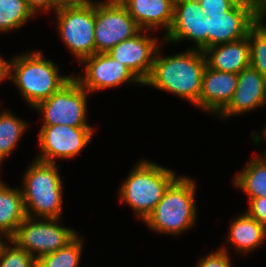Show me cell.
<instances>
[{
  "mask_svg": "<svg viewBox=\"0 0 266 267\" xmlns=\"http://www.w3.org/2000/svg\"><path fill=\"white\" fill-rule=\"evenodd\" d=\"M159 46L152 72L143 86L170 92L199 108L202 76L207 66L203 51L190 48L170 56H162Z\"/></svg>",
  "mask_w": 266,
  "mask_h": 267,
  "instance_id": "1",
  "label": "cell"
},
{
  "mask_svg": "<svg viewBox=\"0 0 266 267\" xmlns=\"http://www.w3.org/2000/svg\"><path fill=\"white\" fill-rule=\"evenodd\" d=\"M59 66L43 55V51L25 52L10 59V80L22 98L34 108L67 84L73 75H60Z\"/></svg>",
  "mask_w": 266,
  "mask_h": 267,
  "instance_id": "2",
  "label": "cell"
},
{
  "mask_svg": "<svg viewBox=\"0 0 266 267\" xmlns=\"http://www.w3.org/2000/svg\"><path fill=\"white\" fill-rule=\"evenodd\" d=\"M195 193L196 181L187 176H178L145 219V225L155 233L182 235L197 220Z\"/></svg>",
  "mask_w": 266,
  "mask_h": 267,
  "instance_id": "3",
  "label": "cell"
},
{
  "mask_svg": "<svg viewBox=\"0 0 266 267\" xmlns=\"http://www.w3.org/2000/svg\"><path fill=\"white\" fill-rule=\"evenodd\" d=\"M177 177L169 168L140 160L120 186L119 201L129 205L137 218L144 222Z\"/></svg>",
  "mask_w": 266,
  "mask_h": 267,
  "instance_id": "4",
  "label": "cell"
},
{
  "mask_svg": "<svg viewBox=\"0 0 266 267\" xmlns=\"http://www.w3.org/2000/svg\"><path fill=\"white\" fill-rule=\"evenodd\" d=\"M57 167L34 159L25 171L20 189L27 217L61 218L65 187Z\"/></svg>",
  "mask_w": 266,
  "mask_h": 267,
  "instance_id": "5",
  "label": "cell"
},
{
  "mask_svg": "<svg viewBox=\"0 0 266 267\" xmlns=\"http://www.w3.org/2000/svg\"><path fill=\"white\" fill-rule=\"evenodd\" d=\"M55 15L60 39L79 63L95 54V3L60 6Z\"/></svg>",
  "mask_w": 266,
  "mask_h": 267,
  "instance_id": "6",
  "label": "cell"
},
{
  "mask_svg": "<svg viewBox=\"0 0 266 267\" xmlns=\"http://www.w3.org/2000/svg\"><path fill=\"white\" fill-rule=\"evenodd\" d=\"M87 95L89 92L73 77L59 91L39 102L33 109L41 112L44 119L42 126L93 128L86 120Z\"/></svg>",
  "mask_w": 266,
  "mask_h": 267,
  "instance_id": "7",
  "label": "cell"
},
{
  "mask_svg": "<svg viewBox=\"0 0 266 267\" xmlns=\"http://www.w3.org/2000/svg\"><path fill=\"white\" fill-rule=\"evenodd\" d=\"M60 221L61 218L26 217L11 240L38 260L59 250L78 234L76 230L60 225Z\"/></svg>",
  "mask_w": 266,
  "mask_h": 267,
  "instance_id": "8",
  "label": "cell"
},
{
  "mask_svg": "<svg viewBox=\"0 0 266 267\" xmlns=\"http://www.w3.org/2000/svg\"><path fill=\"white\" fill-rule=\"evenodd\" d=\"M140 31L136 21L119 0H101L95 3V53H107Z\"/></svg>",
  "mask_w": 266,
  "mask_h": 267,
  "instance_id": "9",
  "label": "cell"
},
{
  "mask_svg": "<svg viewBox=\"0 0 266 267\" xmlns=\"http://www.w3.org/2000/svg\"><path fill=\"white\" fill-rule=\"evenodd\" d=\"M93 129L67 125L41 126L38 134L41 153L35 158L55 164L57 158L72 159L89 144L95 132Z\"/></svg>",
  "mask_w": 266,
  "mask_h": 267,
  "instance_id": "10",
  "label": "cell"
},
{
  "mask_svg": "<svg viewBox=\"0 0 266 267\" xmlns=\"http://www.w3.org/2000/svg\"><path fill=\"white\" fill-rule=\"evenodd\" d=\"M81 64L85 67L83 76L73 75V77L89 93L117 86L125 83H143L124 64L115 60L108 53H95L85 58Z\"/></svg>",
  "mask_w": 266,
  "mask_h": 267,
  "instance_id": "11",
  "label": "cell"
},
{
  "mask_svg": "<svg viewBox=\"0 0 266 267\" xmlns=\"http://www.w3.org/2000/svg\"><path fill=\"white\" fill-rule=\"evenodd\" d=\"M204 15L206 32H208V48L247 37L250 28L261 17L243 0L223 14Z\"/></svg>",
  "mask_w": 266,
  "mask_h": 267,
  "instance_id": "12",
  "label": "cell"
},
{
  "mask_svg": "<svg viewBox=\"0 0 266 267\" xmlns=\"http://www.w3.org/2000/svg\"><path fill=\"white\" fill-rule=\"evenodd\" d=\"M162 44L191 40L193 49L204 51L208 48L206 16L198 0H175L172 25L162 38Z\"/></svg>",
  "mask_w": 266,
  "mask_h": 267,
  "instance_id": "13",
  "label": "cell"
},
{
  "mask_svg": "<svg viewBox=\"0 0 266 267\" xmlns=\"http://www.w3.org/2000/svg\"><path fill=\"white\" fill-rule=\"evenodd\" d=\"M145 32L141 30L134 37L123 40L107 52L112 58L126 65L142 83L149 78L156 52L161 46L159 43H163V40L158 42L157 37H148Z\"/></svg>",
  "mask_w": 266,
  "mask_h": 267,
  "instance_id": "14",
  "label": "cell"
},
{
  "mask_svg": "<svg viewBox=\"0 0 266 267\" xmlns=\"http://www.w3.org/2000/svg\"><path fill=\"white\" fill-rule=\"evenodd\" d=\"M266 105V78L251 65L238 74V84L229 104L218 118L247 113Z\"/></svg>",
  "mask_w": 266,
  "mask_h": 267,
  "instance_id": "15",
  "label": "cell"
},
{
  "mask_svg": "<svg viewBox=\"0 0 266 267\" xmlns=\"http://www.w3.org/2000/svg\"><path fill=\"white\" fill-rule=\"evenodd\" d=\"M238 84V74L206 66L199 96V108L218 115L231 101Z\"/></svg>",
  "mask_w": 266,
  "mask_h": 267,
  "instance_id": "16",
  "label": "cell"
},
{
  "mask_svg": "<svg viewBox=\"0 0 266 267\" xmlns=\"http://www.w3.org/2000/svg\"><path fill=\"white\" fill-rule=\"evenodd\" d=\"M128 10L141 30L165 29L169 31L175 0H119Z\"/></svg>",
  "mask_w": 266,
  "mask_h": 267,
  "instance_id": "17",
  "label": "cell"
},
{
  "mask_svg": "<svg viewBox=\"0 0 266 267\" xmlns=\"http://www.w3.org/2000/svg\"><path fill=\"white\" fill-rule=\"evenodd\" d=\"M207 66L222 72L239 74L250 66L248 36L233 42L215 45L204 51Z\"/></svg>",
  "mask_w": 266,
  "mask_h": 267,
  "instance_id": "18",
  "label": "cell"
},
{
  "mask_svg": "<svg viewBox=\"0 0 266 267\" xmlns=\"http://www.w3.org/2000/svg\"><path fill=\"white\" fill-rule=\"evenodd\" d=\"M26 217L20 187L7 186L0 178V239H11Z\"/></svg>",
  "mask_w": 266,
  "mask_h": 267,
  "instance_id": "19",
  "label": "cell"
},
{
  "mask_svg": "<svg viewBox=\"0 0 266 267\" xmlns=\"http://www.w3.org/2000/svg\"><path fill=\"white\" fill-rule=\"evenodd\" d=\"M231 222L227 242L234 251L248 254L266 241V228L246 211Z\"/></svg>",
  "mask_w": 266,
  "mask_h": 267,
  "instance_id": "20",
  "label": "cell"
},
{
  "mask_svg": "<svg viewBox=\"0 0 266 267\" xmlns=\"http://www.w3.org/2000/svg\"><path fill=\"white\" fill-rule=\"evenodd\" d=\"M232 182L248 198L266 197V158L257 155L248 161Z\"/></svg>",
  "mask_w": 266,
  "mask_h": 267,
  "instance_id": "21",
  "label": "cell"
},
{
  "mask_svg": "<svg viewBox=\"0 0 266 267\" xmlns=\"http://www.w3.org/2000/svg\"><path fill=\"white\" fill-rule=\"evenodd\" d=\"M28 126L26 121L16 117L10 110H2L0 113V166L16 148Z\"/></svg>",
  "mask_w": 266,
  "mask_h": 267,
  "instance_id": "22",
  "label": "cell"
},
{
  "mask_svg": "<svg viewBox=\"0 0 266 267\" xmlns=\"http://www.w3.org/2000/svg\"><path fill=\"white\" fill-rule=\"evenodd\" d=\"M83 243V239L77 234L59 250L40 257L37 267H79Z\"/></svg>",
  "mask_w": 266,
  "mask_h": 267,
  "instance_id": "23",
  "label": "cell"
},
{
  "mask_svg": "<svg viewBox=\"0 0 266 267\" xmlns=\"http://www.w3.org/2000/svg\"><path fill=\"white\" fill-rule=\"evenodd\" d=\"M33 16L26 0H0V32L20 29Z\"/></svg>",
  "mask_w": 266,
  "mask_h": 267,
  "instance_id": "24",
  "label": "cell"
},
{
  "mask_svg": "<svg viewBox=\"0 0 266 267\" xmlns=\"http://www.w3.org/2000/svg\"><path fill=\"white\" fill-rule=\"evenodd\" d=\"M260 19L250 28L248 39L250 44V65L266 78V24Z\"/></svg>",
  "mask_w": 266,
  "mask_h": 267,
  "instance_id": "25",
  "label": "cell"
},
{
  "mask_svg": "<svg viewBox=\"0 0 266 267\" xmlns=\"http://www.w3.org/2000/svg\"><path fill=\"white\" fill-rule=\"evenodd\" d=\"M5 241L6 239H0V267H37V260L31 254L11 239L10 245Z\"/></svg>",
  "mask_w": 266,
  "mask_h": 267,
  "instance_id": "26",
  "label": "cell"
},
{
  "mask_svg": "<svg viewBox=\"0 0 266 267\" xmlns=\"http://www.w3.org/2000/svg\"><path fill=\"white\" fill-rule=\"evenodd\" d=\"M196 267H231V258L226 246L219 247L201 258Z\"/></svg>",
  "mask_w": 266,
  "mask_h": 267,
  "instance_id": "27",
  "label": "cell"
},
{
  "mask_svg": "<svg viewBox=\"0 0 266 267\" xmlns=\"http://www.w3.org/2000/svg\"><path fill=\"white\" fill-rule=\"evenodd\" d=\"M204 14H223L231 10L240 0H198Z\"/></svg>",
  "mask_w": 266,
  "mask_h": 267,
  "instance_id": "28",
  "label": "cell"
},
{
  "mask_svg": "<svg viewBox=\"0 0 266 267\" xmlns=\"http://www.w3.org/2000/svg\"><path fill=\"white\" fill-rule=\"evenodd\" d=\"M247 213L266 228V197L248 198Z\"/></svg>",
  "mask_w": 266,
  "mask_h": 267,
  "instance_id": "29",
  "label": "cell"
},
{
  "mask_svg": "<svg viewBox=\"0 0 266 267\" xmlns=\"http://www.w3.org/2000/svg\"><path fill=\"white\" fill-rule=\"evenodd\" d=\"M26 3L34 15L43 11L48 12L50 10L55 13L60 7L57 0H26Z\"/></svg>",
  "mask_w": 266,
  "mask_h": 267,
  "instance_id": "30",
  "label": "cell"
},
{
  "mask_svg": "<svg viewBox=\"0 0 266 267\" xmlns=\"http://www.w3.org/2000/svg\"><path fill=\"white\" fill-rule=\"evenodd\" d=\"M251 6L261 17H266V0H243Z\"/></svg>",
  "mask_w": 266,
  "mask_h": 267,
  "instance_id": "31",
  "label": "cell"
},
{
  "mask_svg": "<svg viewBox=\"0 0 266 267\" xmlns=\"http://www.w3.org/2000/svg\"><path fill=\"white\" fill-rule=\"evenodd\" d=\"M7 78L10 79V60L7 61L0 55V83Z\"/></svg>",
  "mask_w": 266,
  "mask_h": 267,
  "instance_id": "32",
  "label": "cell"
},
{
  "mask_svg": "<svg viewBox=\"0 0 266 267\" xmlns=\"http://www.w3.org/2000/svg\"><path fill=\"white\" fill-rule=\"evenodd\" d=\"M60 6L64 5H88L96 3L92 0H57Z\"/></svg>",
  "mask_w": 266,
  "mask_h": 267,
  "instance_id": "33",
  "label": "cell"
},
{
  "mask_svg": "<svg viewBox=\"0 0 266 267\" xmlns=\"http://www.w3.org/2000/svg\"><path fill=\"white\" fill-rule=\"evenodd\" d=\"M262 135L264 136V138L266 140V127L262 130ZM261 157L266 158V150H264L263 156H261Z\"/></svg>",
  "mask_w": 266,
  "mask_h": 267,
  "instance_id": "34",
  "label": "cell"
}]
</instances>
